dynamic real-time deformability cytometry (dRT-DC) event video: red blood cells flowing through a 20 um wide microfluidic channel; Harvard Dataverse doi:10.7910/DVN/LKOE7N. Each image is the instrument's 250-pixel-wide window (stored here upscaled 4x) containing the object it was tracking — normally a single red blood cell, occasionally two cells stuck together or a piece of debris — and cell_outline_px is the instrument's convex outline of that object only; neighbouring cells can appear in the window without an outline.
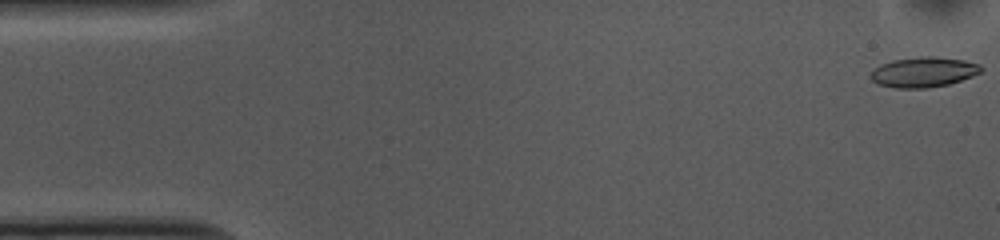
{"species": "common noctule bat (a hibernating species)", "species_latin": "Nyctalus noctula", "temperature_condition": "cold", "stored_images_in_passage": 53, "camera_frame_rate_fps": 3000, "um_per_image_px": 0.085, "animal": {"sex": "female", "body_mass_g": 10.0, "forearm_length_mm": 53.1}, "frame": {"image": 1, "passage_image": 1, "time_ms": 0.0, "image_size_px": [1000, 240], "cell_outline_px": [[984, 68], [980, 72], [972, 76], [948, 84], [928, 88], [896, 88], [880, 84], [872, 80], [872, 72], [880, 64], [892, 60], [920, 56], [936, 56], [964, 60], [980, 64]], "centroid_in_image_um": [78.54, 6.11], "position_along_channel_um": 6.5, "area_um2": 19.31}}
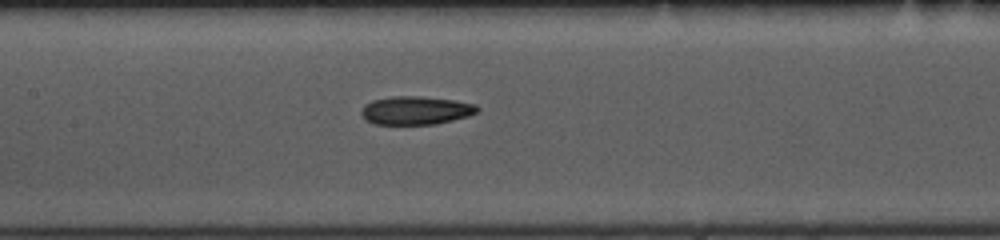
{"frame": {"image": 2, "passage_image": 24, "time_ms": 7.667, "image_size_px": [1000, 240], "cell_outline_px": [[480, 108], [476, 112], [468, 116], [436, 124], [376, 124], [364, 120], [360, 112], [364, 104], [372, 100], [392, 96], [420, 96], [452, 100], [476, 104]], "centroid_in_image_um": [35.3, 9.38], "position_along_channel_um": 172.1, "area_um2": 19.19}}
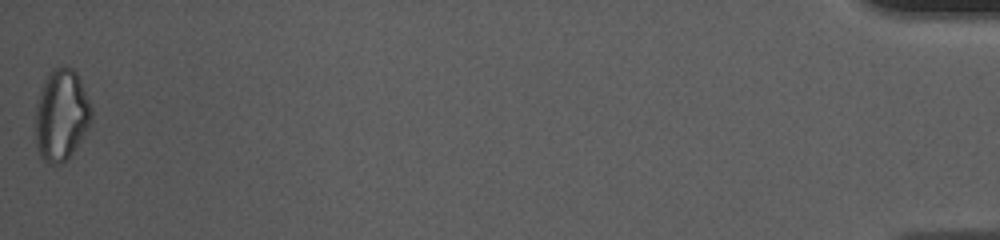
{"frame": {"image": 3, "passage_image": 53, "time_ms": 17.333, "image_size_px": [1000, 240], "cell_outline_px": [[92, 120], [84, 136], [72, 152], [60, 164], [52, 164], [44, 160], [40, 156], [36, 148], [36, 108], [40, 92], [44, 80], [48, 72], [52, 68], [64, 64], [72, 68], [76, 72], [80, 80], [92, 108]], "centroid_in_image_um": [5.22, 9.74], "position_along_channel_um": 430.0, "area_um2": 29.88}, "authors_computed_cell_mechanics": {"area_um2": 19.5942, "velocity_mm_per_s": 3.7291, "shape_relaxation_time_tau1_ms": 7.6334, "shape_relaxation_time_tau2_ms": 6.0332, "deformation_change_tau1": 0.1735, "deformation_change_tau2": 0.1517}}